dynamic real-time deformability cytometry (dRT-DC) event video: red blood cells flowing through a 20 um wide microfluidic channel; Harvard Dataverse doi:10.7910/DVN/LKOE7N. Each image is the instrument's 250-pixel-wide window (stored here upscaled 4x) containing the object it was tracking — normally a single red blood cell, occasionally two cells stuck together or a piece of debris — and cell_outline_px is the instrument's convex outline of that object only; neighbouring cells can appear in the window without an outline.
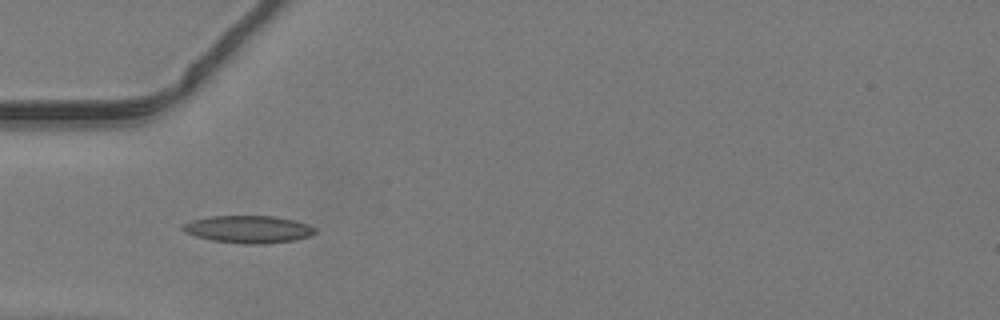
{"species": "common noctule bat (a hibernating species)", "species_latin": "Nyctalus noctula", "temperature_condition": "warm", "stored_images_in_passage": 21, "camera_frame_rate_fps": 3000, "um_per_image_px": 0.085, "animal": {"sex": "male", "body_mass_g": 19.2, "forearm_length_mm": 51.8}, "frame": {"image": 1, "passage_image": 1, "time_ms": 0.0, "image_size_px": [1000, 320], "cell_outline_px": [[316, 232], [308, 236], [296, 240], [264, 244], [244, 244], [212, 240], [196, 236], [184, 232], [180, 228], [184, 224], [192, 220], [208, 216], [276, 216], [296, 220], [308, 224], [316, 228]], "centroid_in_image_um": [21.13, 19.48], "position_along_channel_um": 63.9, "area_um2": 21.27}}